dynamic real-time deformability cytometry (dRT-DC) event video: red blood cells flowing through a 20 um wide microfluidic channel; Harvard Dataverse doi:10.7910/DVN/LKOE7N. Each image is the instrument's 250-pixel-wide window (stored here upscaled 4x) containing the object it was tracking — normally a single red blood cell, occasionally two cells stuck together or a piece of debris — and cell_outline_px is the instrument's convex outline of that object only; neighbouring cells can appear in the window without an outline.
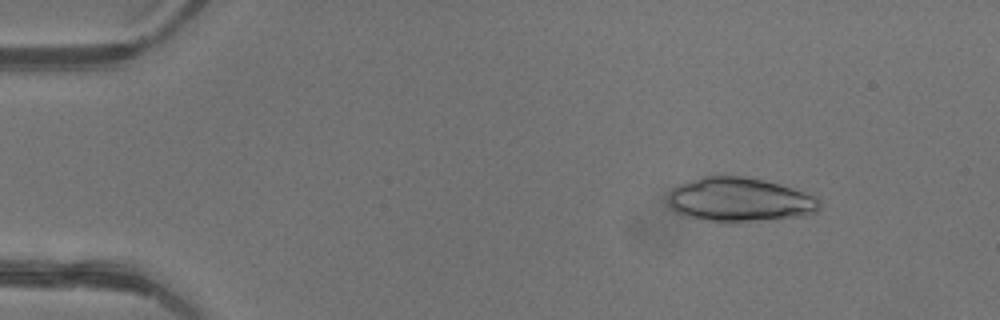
{"species": "common noctule bat (a hibernating species)", "species_latin": "Nyctalus noctula", "temperature_condition": "warm", "stored_images_in_passage": 46, "camera_frame_rate_fps": 3000, "um_per_image_px": 0.085, "animal": {"sex": "female"}, "frame": {"image": 1, "passage_image": 6, "time_ms": 1.667, "image_size_px": [1000, 320], "cell_outline_px": [[820, 208], [816, 212], [804, 216], [748, 220], [708, 220], [684, 216], [676, 212], [668, 204], [668, 196], [672, 188], [688, 180], [704, 176], [744, 176], [764, 180], [780, 184], [820, 196]], "centroid_in_image_um": [62.9, 16.94], "position_along_channel_um": 22.1, "area_um2": 38.67}}
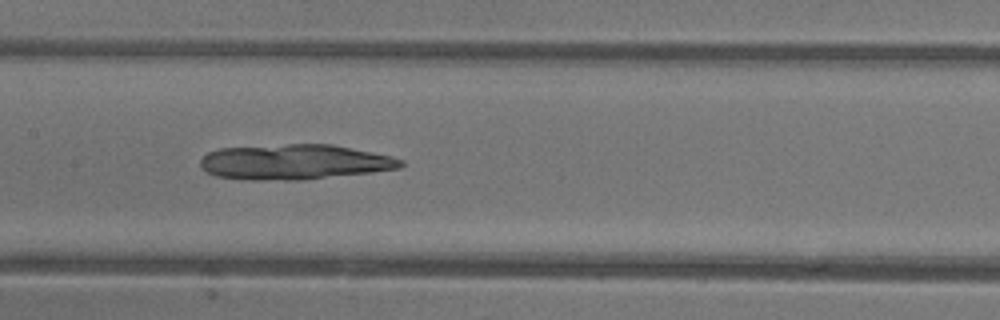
{"frame": {"image": 2, "passage_image": 23, "time_ms": 7.333, "image_size_px": [1000, 320], "cell_outline_px": [[404, 164], [400, 168], [372, 172], [300, 180], [252, 180], [216, 176], [208, 172], [200, 164], [200, 160], [208, 152], [220, 148], [288, 144], [332, 144], [392, 156], [404, 160]], "centroid_in_image_um": [25.06, 13.76], "position_along_channel_um": 182.3, "area_um2": 40.98}}
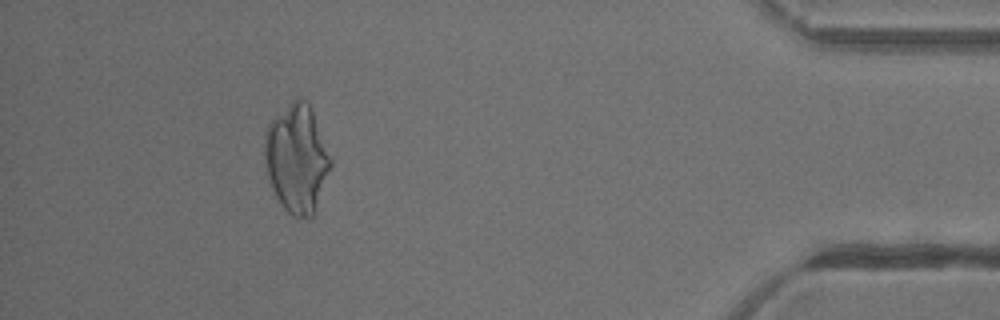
{"frame": {"image": 3, "passage_image": 42, "time_ms": 13.667, "image_size_px": [1000, 320], "cell_outline_px": [[332, 164], [316, 212], [312, 216], [292, 216], [276, 200], [268, 176], [264, 160], [264, 132], [268, 124], [296, 96], [308, 100], [332, 156]], "centroid_in_image_um": [25.24, 13.46], "position_along_channel_um": 410.0, "area_um2": 42.25}}